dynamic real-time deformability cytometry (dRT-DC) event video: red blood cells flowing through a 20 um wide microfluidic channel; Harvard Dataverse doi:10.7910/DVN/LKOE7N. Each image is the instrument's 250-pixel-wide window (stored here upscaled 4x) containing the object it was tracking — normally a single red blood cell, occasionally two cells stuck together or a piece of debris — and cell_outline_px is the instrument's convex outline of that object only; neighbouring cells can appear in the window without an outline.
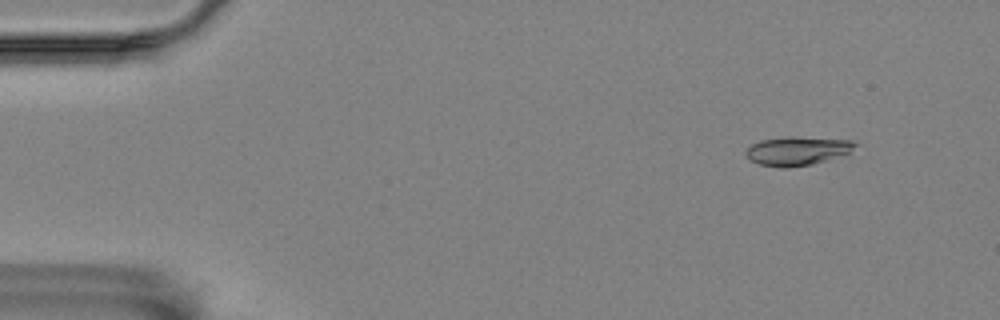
{"species": "Egyptian fruit bat (a non-hibernating species)", "species_latin": "Rousettus aegyptiacus", "temperature_condition": "room temperature", "stored_images_in_passage": 4, "camera_frame_rate_fps": 3000, "um_per_image_px": 0.085, "animal": {"sex": "female"}, "frame": {"image": 1, "passage_image": 1, "time_ms": 0.0, "image_size_px": [1000, 320], "cell_outline_px": [[860, 144], [848, 152], [812, 164], [788, 168], [780, 168], [760, 164], [752, 160], [744, 152], [752, 144], [760, 140], [788, 136], [796, 136], [852, 140]], "centroid_in_image_um": [67.76, 12.81], "position_along_channel_um": 17.2, "area_um2": 18.21}}
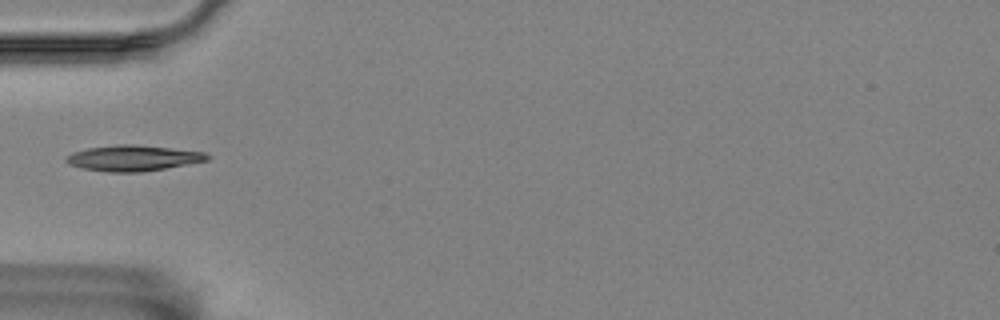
{"frame": {"image": 2, "passage_image": 4, "time_ms": 1.0, "image_size_px": [1000, 320], "cell_outline_px": [[212, 156], [208, 160], [164, 168], [140, 172], [108, 172], [80, 168], [68, 164], [64, 160], [72, 152], [88, 148], [116, 144], [132, 144], [204, 152]], "centroid_in_image_um": [11.27, 13.44], "position_along_channel_um": 73.7, "area_um2": 20.98}}